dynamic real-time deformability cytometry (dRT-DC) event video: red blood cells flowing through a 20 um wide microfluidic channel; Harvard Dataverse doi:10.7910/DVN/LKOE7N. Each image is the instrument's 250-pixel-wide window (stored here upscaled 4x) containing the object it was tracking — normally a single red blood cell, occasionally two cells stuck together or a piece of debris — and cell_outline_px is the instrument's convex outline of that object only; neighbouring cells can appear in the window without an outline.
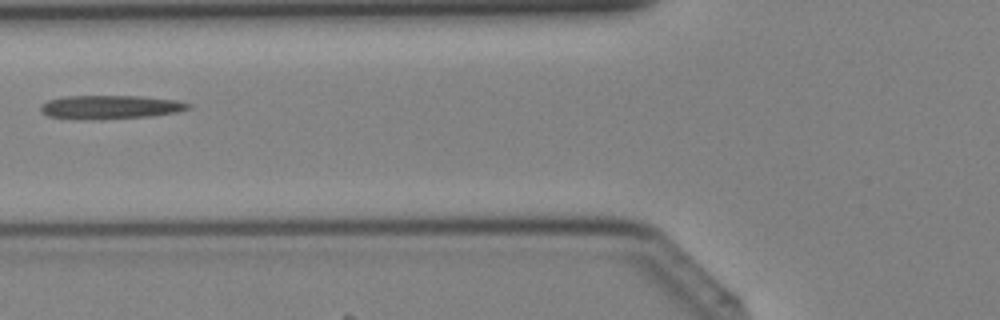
{"species": "Egyptian fruit bat (a non-hibernating species)", "species_latin": "Rousettus aegyptiacus", "temperature_condition": "cold", "stored_images_in_passage": 3, "camera_frame_rate_fps": 3000, "um_per_image_px": 0.085, "animal": {"sex": "female"}, "frame": {"image": 1, "passage_image": 3, "time_ms": 0.667, "image_size_px": [1000, 320], "cell_outline_px": [[192, 108], [176, 112], [152, 116], [88, 120], [48, 116], [40, 112], [40, 104], [48, 100], [64, 96], [140, 96], [176, 100], [192, 104]], "centroid_in_image_um": [9.36, 9.1], "position_along_channel_um": 116.4, "area_um2": 20.52}}